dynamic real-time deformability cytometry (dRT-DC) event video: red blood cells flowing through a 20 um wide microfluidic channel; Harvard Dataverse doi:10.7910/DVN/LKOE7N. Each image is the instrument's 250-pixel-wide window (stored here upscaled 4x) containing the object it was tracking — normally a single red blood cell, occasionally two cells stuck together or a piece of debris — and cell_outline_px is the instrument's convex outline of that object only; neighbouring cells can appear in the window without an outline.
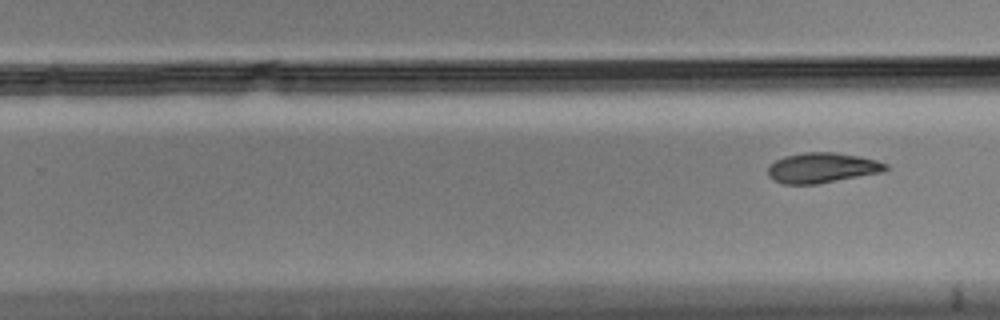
{"species": "Egyptian fruit bat (a non-hibernating species)", "species_latin": "Rousettus aegyptiacus", "temperature_condition": "cold", "stored_images_in_passage": 8, "segment_of_instrument_passage": [2, 2], "camera_frame_rate_fps": 3000, "um_per_image_px": 0.085, "animal": {"sex": "male"}, "frame": {"image": 1, "passage_image": 8, "time_ms": 2.333, "image_size_px": [1000, 320], "cell_outline_px": [[888, 168], [884, 172], [816, 184], [784, 184], [772, 180], [768, 176], [768, 168], [776, 160], [784, 156], [804, 152], [836, 152], [860, 156], [876, 160], [888, 164]], "centroid_in_image_um": [69.89, 14.26], "position_along_channel_um": 259.9, "area_um2": 20.81}}